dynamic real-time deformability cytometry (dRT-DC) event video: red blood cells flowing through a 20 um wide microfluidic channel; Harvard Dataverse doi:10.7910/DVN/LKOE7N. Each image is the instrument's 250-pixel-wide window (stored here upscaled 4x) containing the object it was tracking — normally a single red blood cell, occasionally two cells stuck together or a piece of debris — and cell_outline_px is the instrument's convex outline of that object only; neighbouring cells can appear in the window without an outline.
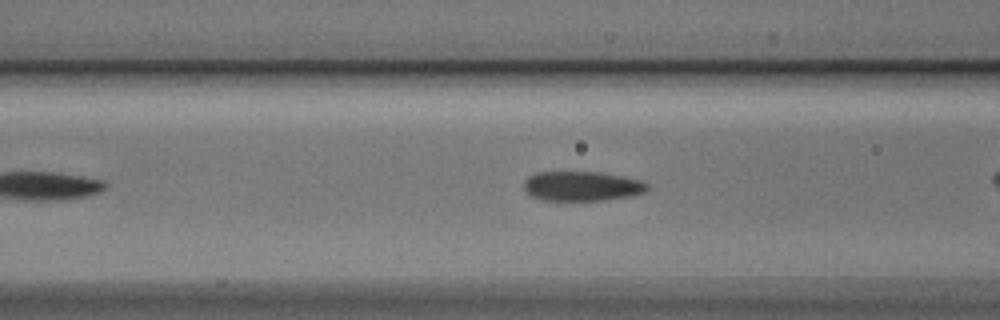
{"species": "Egyptian fruit bat (a non-hibernating species)", "species_latin": "Rousettus aegyptiacus", "temperature_condition": "cold", "stored_images_in_passage": 26, "camera_frame_rate_fps": 3000, "um_per_image_px": 0.085, "animal": {"sex": "male"}, "frame": {"image": 1, "passage_image": 8, "time_ms": 2.333, "image_size_px": [1000, 320], "cell_outline_px": [[652, 188], [644, 192], [632, 196], [604, 200], [544, 200], [528, 196], [524, 192], [524, 180], [528, 176], [536, 172], [600, 172], [624, 176], [640, 180], [648, 184]], "centroid_in_image_um": [49.46, 15.82], "position_along_channel_um": 117.1, "area_um2": 21.68}}
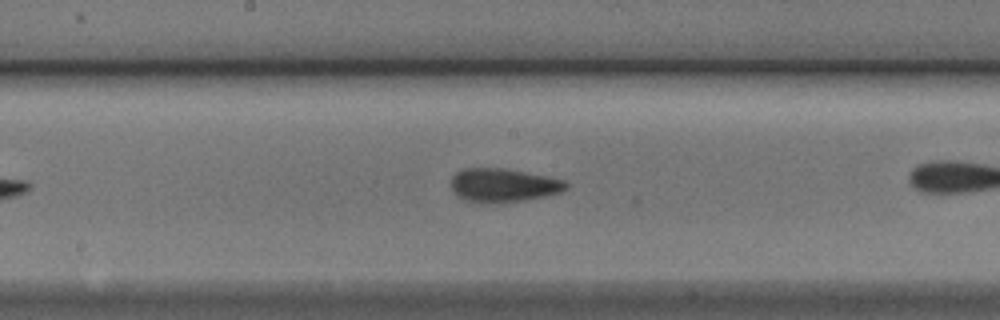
{"frame": {"image": 2, "passage_image": 15, "time_ms": 4.667, "image_size_px": [1000, 320], "cell_outline_px": [[568, 188], [560, 192], [548, 196], [492, 204], [472, 204], [464, 200], [452, 192], [452, 176], [456, 172], [464, 168], [504, 168], [548, 176], [564, 180], [568, 184]], "centroid_in_image_um": [42.75, 15.76], "position_along_channel_um": 205.5, "area_um2": 22.95}}